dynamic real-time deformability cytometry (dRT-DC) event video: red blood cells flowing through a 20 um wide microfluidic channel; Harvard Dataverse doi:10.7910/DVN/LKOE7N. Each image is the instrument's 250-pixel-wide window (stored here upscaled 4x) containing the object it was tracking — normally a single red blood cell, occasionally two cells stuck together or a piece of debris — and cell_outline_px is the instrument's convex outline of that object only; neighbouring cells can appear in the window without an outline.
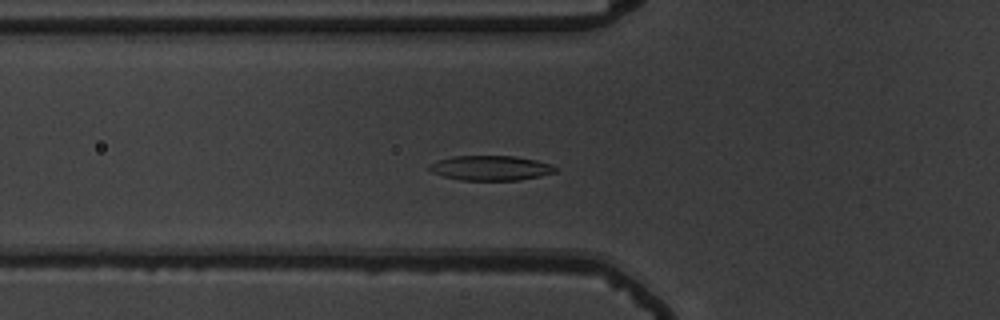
{"species": "common noctule bat (a hibernating species)", "species_latin": "Nyctalus noctula", "temperature_condition": "warm", "stored_images_in_passage": 47, "camera_frame_rate_fps": 3000, "um_per_image_px": 0.085, "animal": {"sex": "male", "body_mass_g": 19.5, "forearm_length_mm": 54.6}, "frame": {"image": 1, "passage_image": 11, "time_ms": 3.333, "image_size_px": [1000, 320], "cell_outline_px": [[556, 172], [540, 176], [520, 180], [460, 180], [444, 176], [432, 172], [428, 168], [428, 164], [436, 160], [452, 156], [516, 156], [536, 160], [552, 164], [556, 168]], "centroid_in_image_um": [41.69, 14.27], "position_along_channel_um": 84.1, "area_um2": 18.32}}
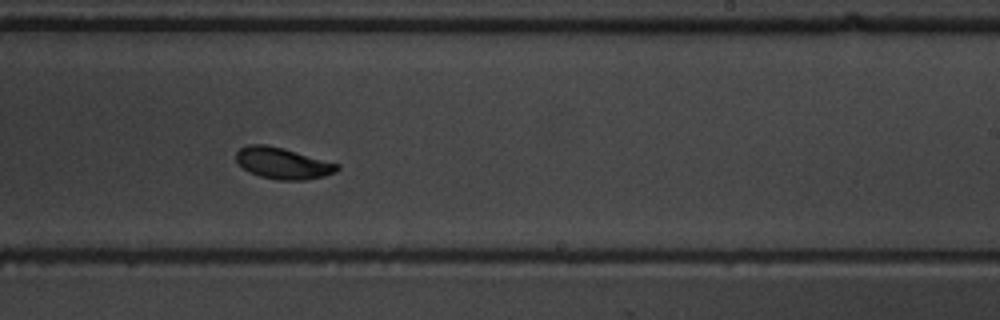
{"frame": {"image": 2, "passage_image": 26, "time_ms": 8.333, "image_size_px": [1000, 320], "cell_outline_px": [[340, 168], [336, 172], [324, 176], [304, 180], [276, 180], [260, 176], [248, 172], [236, 160], [236, 152], [240, 148], [248, 144], [264, 144], [284, 148], [340, 164]], "centroid_in_image_um": [24.05, 13.87], "position_along_channel_um": 265.0, "area_um2": 18.55}}
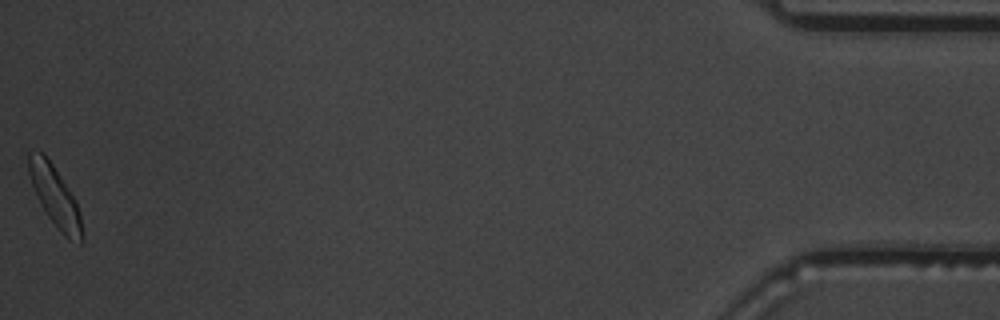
{"frame": {"image": 3, "passage_image": 47, "time_ms": 15.333, "image_size_px": [1000, 320], "cell_outline_px": [[84, 240], [80, 244], [68, 240], [60, 232], [48, 216], [40, 204], [36, 196], [28, 172], [28, 152], [44, 152], [76, 200], [80, 212]], "centroid_in_image_um": [4.7, 16.75], "position_along_channel_um": 430.5, "area_um2": 18.84}, "authors_computed_cell_mechanics": {"area_um2": 18.3226, "velocity_mm_per_s": 3.628, "shape_relaxation_time_tau1_ms": 3.2012, "shape_relaxation_time_tau2_ms": 5.1465, "deformation_change_tau1": 0.1463, "deformation_change_tau2": 0.1012}}